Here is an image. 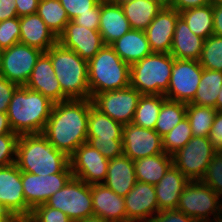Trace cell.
Here are the masks:
<instances>
[{"label":"cell","instance_id":"cell-12","mask_svg":"<svg viewBox=\"0 0 222 222\" xmlns=\"http://www.w3.org/2000/svg\"><path fill=\"white\" fill-rule=\"evenodd\" d=\"M202 71L199 61L174 58L170 84L164 96L171 101L190 103L196 95Z\"/></svg>","mask_w":222,"mask_h":222},{"label":"cell","instance_id":"cell-19","mask_svg":"<svg viewBox=\"0 0 222 222\" xmlns=\"http://www.w3.org/2000/svg\"><path fill=\"white\" fill-rule=\"evenodd\" d=\"M127 222H148L158 212L155 186L137 181L124 197Z\"/></svg>","mask_w":222,"mask_h":222},{"label":"cell","instance_id":"cell-2","mask_svg":"<svg viewBox=\"0 0 222 222\" xmlns=\"http://www.w3.org/2000/svg\"><path fill=\"white\" fill-rule=\"evenodd\" d=\"M15 164L21 171L47 176L61 173L70 161L41 133L19 135Z\"/></svg>","mask_w":222,"mask_h":222},{"label":"cell","instance_id":"cell-51","mask_svg":"<svg viewBox=\"0 0 222 222\" xmlns=\"http://www.w3.org/2000/svg\"><path fill=\"white\" fill-rule=\"evenodd\" d=\"M213 34L222 37V5L213 4Z\"/></svg>","mask_w":222,"mask_h":222},{"label":"cell","instance_id":"cell-16","mask_svg":"<svg viewBox=\"0 0 222 222\" xmlns=\"http://www.w3.org/2000/svg\"><path fill=\"white\" fill-rule=\"evenodd\" d=\"M0 204L13 217H30L32 209L27 205L21 170L14 163L0 168Z\"/></svg>","mask_w":222,"mask_h":222},{"label":"cell","instance_id":"cell-1","mask_svg":"<svg viewBox=\"0 0 222 222\" xmlns=\"http://www.w3.org/2000/svg\"><path fill=\"white\" fill-rule=\"evenodd\" d=\"M91 99H69L54 103L50 117L42 131L54 147L70 157L87 142V124Z\"/></svg>","mask_w":222,"mask_h":222},{"label":"cell","instance_id":"cell-37","mask_svg":"<svg viewBox=\"0 0 222 222\" xmlns=\"http://www.w3.org/2000/svg\"><path fill=\"white\" fill-rule=\"evenodd\" d=\"M193 137L189 120L185 117L170 132L162 137V146L166 154L173 155L183 148Z\"/></svg>","mask_w":222,"mask_h":222},{"label":"cell","instance_id":"cell-59","mask_svg":"<svg viewBox=\"0 0 222 222\" xmlns=\"http://www.w3.org/2000/svg\"><path fill=\"white\" fill-rule=\"evenodd\" d=\"M100 1H103V2H108V3H121L125 0H100Z\"/></svg>","mask_w":222,"mask_h":222},{"label":"cell","instance_id":"cell-36","mask_svg":"<svg viewBox=\"0 0 222 222\" xmlns=\"http://www.w3.org/2000/svg\"><path fill=\"white\" fill-rule=\"evenodd\" d=\"M217 110L212 107L187 103L186 117L189 120L192 135L208 137Z\"/></svg>","mask_w":222,"mask_h":222},{"label":"cell","instance_id":"cell-48","mask_svg":"<svg viewBox=\"0 0 222 222\" xmlns=\"http://www.w3.org/2000/svg\"><path fill=\"white\" fill-rule=\"evenodd\" d=\"M40 0H15L17 16L22 17L37 13Z\"/></svg>","mask_w":222,"mask_h":222},{"label":"cell","instance_id":"cell-54","mask_svg":"<svg viewBox=\"0 0 222 222\" xmlns=\"http://www.w3.org/2000/svg\"><path fill=\"white\" fill-rule=\"evenodd\" d=\"M78 222H109V221L99 216L92 215Z\"/></svg>","mask_w":222,"mask_h":222},{"label":"cell","instance_id":"cell-7","mask_svg":"<svg viewBox=\"0 0 222 222\" xmlns=\"http://www.w3.org/2000/svg\"><path fill=\"white\" fill-rule=\"evenodd\" d=\"M87 143L99 150L107 159L123 155L121 123L99 111L93 105L89 108Z\"/></svg>","mask_w":222,"mask_h":222},{"label":"cell","instance_id":"cell-34","mask_svg":"<svg viewBox=\"0 0 222 222\" xmlns=\"http://www.w3.org/2000/svg\"><path fill=\"white\" fill-rule=\"evenodd\" d=\"M37 14L57 38L63 33L70 21L60 0H40Z\"/></svg>","mask_w":222,"mask_h":222},{"label":"cell","instance_id":"cell-26","mask_svg":"<svg viewBox=\"0 0 222 222\" xmlns=\"http://www.w3.org/2000/svg\"><path fill=\"white\" fill-rule=\"evenodd\" d=\"M136 182L133 160L124 154L109 160L107 177L103 183L106 187L118 196L125 197Z\"/></svg>","mask_w":222,"mask_h":222},{"label":"cell","instance_id":"cell-27","mask_svg":"<svg viewBox=\"0 0 222 222\" xmlns=\"http://www.w3.org/2000/svg\"><path fill=\"white\" fill-rule=\"evenodd\" d=\"M204 39L195 35L188 27L185 20L179 16L172 40L170 54L175 59L199 61Z\"/></svg>","mask_w":222,"mask_h":222},{"label":"cell","instance_id":"cell-9","mask_svg":"<svg viewBox=\"0 0 222 222\" xmlns=\"http://www.w3.org/2000/svg\"><path fill=\"white\" fill-rule=\"evenodd\" d=\"M45 204L53 209L61 210L73 222L94 215L91 185L75 177L53 194Z\"/></svg>","mask_w":222,"mask_h":222},{"label":"cell","instance_id":"cell-39","mask_svg":"<svg viewBox=\"0 0 222 222\" xmlns=\"http://www.w3.org/2000/svg\"><path fill=\"white\" fill-rule=\"evenodd\" d=\"M201 181L222 199V151L215 152Z\"/></svg>","mask_w":222,"mask_h":222},{"label":"cell","instance_id":"cell-49","mask_svg":"<svg viewBox=\"0 0 222 222\" xmlns=\"http://www.w3.org/2000/svg\"><path fill=\"white\" fill-rule=\"evenodd\" d=\"M211 3L212 0H174L170 7L177 10L178 12H182L186 9L202 7Z\"/></svg>","mask_w":222,"mask_h":222},{"label":"cell","instance_id":"cell-25","mask_svg":"<svg viewBox=\"0 0 222 222\" xmlns=\"http://www.w3.org/2000/svg\"><path fill=\"white\" fill-rule=\"evenodd\" d=\"M189 180L172 165L155 185L159 211L176 209L179 198Z\"/></svg>","mask_w":222,"mask_h":222},{"label":"cell","instance_id":"cell-40","mask_svg":"<svg viewBox=\"0 0 222 222\" xmlns=\"http://www.w3.org/2000/svg\"><path fill=\"white\" fill-rule=\"evenodd\" d=\"M20 17L0 21V49L10 48L20 42Z\"/></svg>","mask_w":222,"mask_h":222},{"label":"cell","instance_id":"cell-29","mask_svg":"<svg viewBox=\"0 0 222 222\" xmlns=\"http://www.w3.org/2000/svg\"><path fill=\"white\" fill-rule=\"evenodd\" d=\"M131 29L145 31L163 6L157 0H125L120 3Z\"/></svg>","mask_w":222,"mask_h":222},{"label":"cell","instance_id":"cell-8","mask_svg":"<svg viewBox=\"0 0 222 222\" xmlns=\"http://www.w3.org/2000/svg\"><path fill=\"white\" fill-rule=\"evenodd\" d=\"M176 210L198 222H208L222 210V200L210 186L192 180L185 185Z\"/></svg>","mask_w":222,"mask_h":222},{"label":"cell","instance_id":"cell-15","mask_svg":"<svg viewBox=\"0 0 222 222\" xmlns=\"http://www.w3.org/2000/svg\"><path fill=\"white\" fill-rule=\"evenodd\" d=\"M73 176L89 185L103 184L107 177L109 159L89 143L81 144L69 157Z\"/></svg>","mask_w":222,"mask_h":222},{"label":"cell","instance_id":"cell-17","mask_svg":"<svg viewBox=\"0 0 222 222\" xmlns=\"http://www.w3.org/2000/svg\"><path fill=\"white\" fill-rule=\"evenodd\" d=\"M123 154L135 161L164 153L162 137L154 130L133 123L123 127Z\"/></svg>","mask_w":222,"mask_h":222},{"label":"cell","instance_id":"cell-47","mask_svg":"<svg viewBox=\"0 0 222 222\" xmlns=\"http://www.w3.org/2000/svg\"><path fill=\"white\" fill-rule=\"evenodd\" d=\"M208 140L216 152L222 151V111L216 112Z\"/></svg>","mask_w":222,"mask_h":222},{"label":"cell","instance_id":"cell-56","mask_svg":"<svg viewBox=\"0 0 222 222\" xmlns=\"http://www.w3.org/2000/svg\"><path fill=\"white\" fill-rule=\"evenodd\" d=\"M216 110L217 111H222V87L221 91L219 92L217 101H216Z\"/></svg>","mask_w":222,"mask_h":222},{"label":"cell","instance_id":"cell-10","mask_svg":"<svg viewBox=\"0 0 222 222\" xmlns=\"http://www.w3.org/2000/svg\"><path fill=\"white\" fill-rule=\"evenodd\" d=\"M215 152L208 137L193 136L183 148L172 155L173 165L189 181L201 180Z\"/></svg>","mask_w":222,"mask_h":222},{"label":"cell","instance_id":"cell-38","mask_svg":"<svg viewBox=\"0 0 222 222\" xmlns=\"http://www.w3.org/2000/svg\"><path fill=\"white\" fill-rule=\"evenodd\" d=\"M199 63L203 68L222 72V37L213 34L205 39Z\"/></svg>","mask_w":222,"mask_h":222},{"label":"cell","instance_id":"cell-57","mask_svg":"<svg viewBox=\"0 0 222 222\" xmlns=\"http://www.w3.org/2000/svg\"><path fill=\"white\" fill-rule=\"evenodd\" d=\"M162 6L164 7H170L174 0H157Z\"/></svg>","mask_w":222,"mask_h":222},{"label":"cell","instance_id":"cell-24","mask_svg":"<svg viewBox=\"0 0 222 222\" xmlns=\"http://www.w3.org/2000/svg\"><path fill=\"white\" fill-rule=\"evenodd\" d=\"M131 30L120 3L101 1L99 32L105 45H110Z\"/></svg>","mask_w":222,"mask_h":222},{"label":"cell","instance_id":"cell-31","mask_svg":"<svg viewBox=\"0 0 222 222\" xmlns=\"http://www.w3.org/2000/svg\"><path fill=\"white\" fill-rule=\"evenodd\" d=\"M222 87V72L203 68L200 83L191 104L216 109V101Z\"/></svg>","mask_w":222,"mask_h":222},{"label":"cell","instance_id":"cell-35","mask_svg":"<svg viewBox=\"0 0 222 222\" xmlns=\"http://www.w3.org/2000/svg\"><path fill=\"white\" fill-rule=\"evenodd\" d=\"M187 103L166 99L161 106L154 130L163 137L186 117Z\"/></svg>","mask_w":222,"mask_h":222},{"label":"cell","instance_id":"cell-52","mask_svg":"<svg viewBox=\"0 0 222 222\" xmlns=\"http://www.w3.org/2000/svg\"><path fill=\"white\" fill-rule=\"evenodd\" d=\"M4 134H16L12 131L7 113L0 112V136Z\"/></svg>","mask_w":222,"mask_h":222},{"label":"cell","instance_id":"cell-30","mask_svg":"<svg viewBox=\"0 0 222 222\" xmlns=\"http://www.w3.org/2000/svg\"><path fill=\"white\" fill-rule=\"evenodd\" d=\"M136 180L156 185L173 165L172 155L161 153L133 161Z\"/></svg>","mask_w":222,"mask_h":222},{"label":"cell","instance_id":"cell-45","mask_svg":"<svg viewBox=\"0 0 222 222\" xmlns=\"http://www.w3.org/2000/svg\"><path fill=\"white\" fill-rule=\"evenodd\" d=\"M18 87L16 83L0 76V112L7 113L9 103Z\"/></svg>","mask_w":222,"mask_h":222},{"label":"cell","instance_id":"cell-28","mask_svg":"<svg viewBox=\"0 0 222 222\" xmlns=\"http://www.w3.org/2000/svg\"><path fill=\"white\" fill-rule=\"evenodd\" d=\"M110 46L130 66L152 53L145 31L141 30L131 29Z\"/></svg>","mask_w":222,"mask_h":222},{"label":"cell","instance_id":"cell-23","mask_svg":"<svg viewBox=\"0 0 222 222\" xmlns=\"http://www.w3.org/2000/svg\"><path fill=\"white\" fill-rule=\"evenodd\" d=\"M19 39L20 43L43 52L48 51L58 42V38L37 13L20 17Z\"/></svg>","mask_w":222,"mask_h":222},{"label":"cell","instance_id":"cell-55","mask_svg":"<svg viewBox=\"0 0 222 222\" xmlns=\"http://www.w3.org/2000/svg\"><path fill=\"white\" fill-rule=\"evenodd\" d=\"M9 222H33L30 217H13Z\"/></svg>","mask_w":222,"mask_h":222},{"label":"cell","instance_id":"cell-33","mask_svg":"<svg viewBox=\"0 0 222 222\" xmlns=\"http://www.w3.org/2000/svg\"><path fill=\"white\" fill-rule=\"evenodd\" d=\"M166 99L164 95H141L132 123L142 128L154 129L162 103Z\"/></svg>","mask_w":222,"mask_h":222},{"label":"cell","instance_id":"cell-50","mask_svg":"<svg viewBox=\"0 0 222 222\" xmlns=\"http://www.w3.org/2000/svg\"><path fill=\"white\" fill-rule=\"evenodd\" d=\"M18 17L15 0H0V21Z\"/></svg>","mask_w":222,"mask_h":222},{"label":"cell","instance_id":"cell-46","mask_svg":"<svg viewBox=\"0 0 222 222\" xmlns=\"http://www.w3.org/2000/svg\"><path fill=\"white\" fill-rule=\"evenodd\" d=\"M148 222H198L185 213L176 209L159 211Z\"/></svg>","mask_w":222,"mask_h":222},{"label":"cell","instance_id":"cell-60","mask_svg":"<svg viewBox=\"0 0 222 222\" xmlns=\"http://www.w3.org/2000/svg\"><path fill=\"white\" fill-rule=\"evenodd\" d=\"M1 69H2V50L0 49V76H1Z\"/></svg>","mask_w":222,"mask_h":222},{"label":"cell","instance_id":"cell-4","mask_svg":"<svg viewBox=\"0 0 222 222\" xmlns=\"http://www.w3.org/2000/svg\"><path fill=\"white\" fill-rule=\"evenodd\" d=\"M46 53L51 58L62 92L69 99H89L87 61L73 50L65 48L59 42L54 44Z\"/></svg>","mask_w":222,"mask_h":222},{"label":"cell","instance_id":"cell-6","mask_svg":"<svg viewBox=\"0 0 222 222\" xmlns=\"http://www.w3.org/2000/svg\"><path fill=\"white\" fill-rule=\"evenodd\" d=\"M174 57L151 53L130 66V86L142 95H164L170 84Z\"/></svg>","mask_w":222,"mask_h":222},{"label":"cell","instance_id":"cell-18","mask_svg":"<svg viewBox=\"0 0 222 222\" xmlns=\"http://www.w3.org/2000/svg\"><path fill=\"white\" fill-rule=\"evenodd\" d=\"M58 42L76 52L85 61H90L105 45L98 30L79 26L72 20L68 22Z\"/></svg>","mask_w":222,"mask_h":222},{"label":"cell","instance_id":"cell-14","mask_svg":"<svg viewBox=\"0 0 222 222\" xmlns=\"http://www.w3.org/2000/svg\"><path fill=\"white\" fill-rule=\"evenodd\" d=\"M43 51L23 43L2 50L1 76L19 86H25Z\"/></svg>","mask_w":222,"mask_h":222},{"label":"cell","instance_id":"cell-3","mask_svg":"<svg viewBox=\"0 0 222 222\" xmlns=\"http://www.w3.org/2000/svg\"><path fill=\"white\" fill-rule=\"evenodd\" d=\"M53 106L54 103L41 93L19 86L7 111L12 131L18 135L41 134Z\"/></svg>","mask_w":222,"mask_h":222},{"label":"cell","instance_id":"cell-44","mask_svg":"<svg viewBox=\"0 0 222 222\" xmlns=\"http://www.w3.org/2000/svg\"><path fill=\"white\" fill-rule=\"evenodd\" d=\"M100 15H101V1L95 7H93L89 12L79 14L72 21L79 26H84L88 29L99 31Z\"/></svg>","mask_w":222,"mask_h":222},{"label":"cell","instance_id":"cell-32","mask_svg":"<svg viewBox=\"0 0 222 222\" xmlns=\"http://www.w3.org/2000/svg\"><path fill=\"white\" fill-rule=\"evenodd\" d=\"M189 29L197 36L207 39L213 35V4L195 7L179 12Z\"/></svg>","mask_w":222,"mask_h":222},{"label":"cell","instance_id":"cell-61","mask_svg":"<svg viewBox=\"0 0 222 222\" xmlns=\"http://www.w3.org/2000/svg\"><path fill=\"white\" fill-rule=\"evenodd\" d=\"M212 4L222 5V0H212Z\"/></svg>","mask_w":222,"mask_h":222},{"label":"cell","instance_id":"cell-42","mask_svg":"<svg viewBox=\"0 0 222 222\" xmlns=\"http://www.w3.org/2000/svg\"><path fill=\"white\" fill-rule=\"evenodd\" d=\"M33 222H73L64 212L46 204L36 206L30 215Z\"/></svg>","mask_w":222,"mask_h":222},{"label":"cell","instance_id":"cell-43","mask_svg":"<svg viewBox=\"0 0 222 222\" xmlns=\"http://www.w3.org/2000/svg\"><path fill=\"white\" fill-rule=\"evenodd\" d=\"M99 2L100 0H60L70 20H73L79 14L89 12Z\"/></svg>","mask_w":222,"mask_h":222},{"label":"cell","instance_id":"cell-58","mask_svg":"<svg viewBox=\"0 0 222 222\" xmlns=\"http://www.w3.org/2000/svg\"><path fill=\"white\" fill-rule=\"evenodd\" d=\"M208 222H222V210Z\"/></svg>","mask_w":222,"mask_h":222},{"label":"cell","instance_id":"cell-21","mask_svg":"<svg viewBox=\"0 0 222 222\" xmlns=\"http://www.w3.org/2000/svg\"><path fill=\"white\" fill-rule=\"evenodd\" d=\"M179 12L164 7L145 30L152 53H170Z\"/></svg>","mask_w":222,"mask_h":222},{"label":"cell","instance_id":"cell-41","mask_svg":"<svg viewBox=\"0 0 222 222\" xmlns=\"http://www.w3.org/2000/svg\"><path fill=\"white\" fill-rule=\"evenodd\" d=\"M18 138V134H4L0 136V168L15 163Z\"/></svg>","mask_w":222,"mask_h":222},{"label":"cell","instance_id":"cell-22","mask_svg":"<svg viewBox=\"0 0 222 222\" xmlns=\"http://www.w3.org/2000/svg\"><path fill=\"white\" fill-rule=\"evenodd\" d=\"M92 208L95 216L109 222H127L124 197L104 184L91 185Z\"/></svg>","mask_w":222,"mask_h":222},{"label":"cell","instance_id":"cell-20","mask_svg":"<svg viewBox=\"0 0 222 222\" xmlns=\"http://www.w3.org/2000/svg\"><path fill=\"white\" fill-rule=\"evenodd\" d=\"M25 87L41 93L53 103L69 100L62 92L52 66L51 58L46 52H43L38 58Z\"/></svg>","mask_w":222,"mask_h":222},{"label":"cell","instance_id":"cell-11","mask_svg":"<svg viewBox=\"0 0 222 222\" xmlns=\"http://www.w3.org/2000/svg\"><path fill=\"white\" fill-rule=\"evenodd\" d=\"M141 95L132 86H128L123 89L95 94L91 101L99 111L122 125H126L132 123Z\"/></svg>","mask_w":222,"mask_h":222},{"label":"cell","instance_id":"cell-5","mask_svg":"<svg viewBox=\"0 0 222 222\" xmlns=\"http://www.w3.org/2000/svg\"><path fill=\"white\" fill-rule=\"evenodd\" d=\"M87 64L90 99L95 94L130 86V65L110 45H104Z\"/></svg>","mask_w":222,"mask_h":222},{"label":"cell","instance_id":"cell-13","mask_svg":"<svg viewBox=\"0 0 222 222\" xmlns=\"http://www.w3.org/2000/svg\"><path fill=\"white\" fill-rule=\"evenodd\" d=\"M73 177L70 164L61 173L47 176L21 171V182L27 205L33 210L36 206L45 204Z\"/></svg>","mask_w":222,"mask_h":222},{"label":"cell","instance_id":"cell-53","mask_svg":"<svg viewBox=\"0 0 222 222\" xmlns=\"http://www.w3.org/2000/svg\"><path fill=\"white\" fill-rule=\"evenodd\" d=\"M13 216L0 204V222H9Z\"/></svg>","mask_w":222,"mask_h":222}]
</instances>
